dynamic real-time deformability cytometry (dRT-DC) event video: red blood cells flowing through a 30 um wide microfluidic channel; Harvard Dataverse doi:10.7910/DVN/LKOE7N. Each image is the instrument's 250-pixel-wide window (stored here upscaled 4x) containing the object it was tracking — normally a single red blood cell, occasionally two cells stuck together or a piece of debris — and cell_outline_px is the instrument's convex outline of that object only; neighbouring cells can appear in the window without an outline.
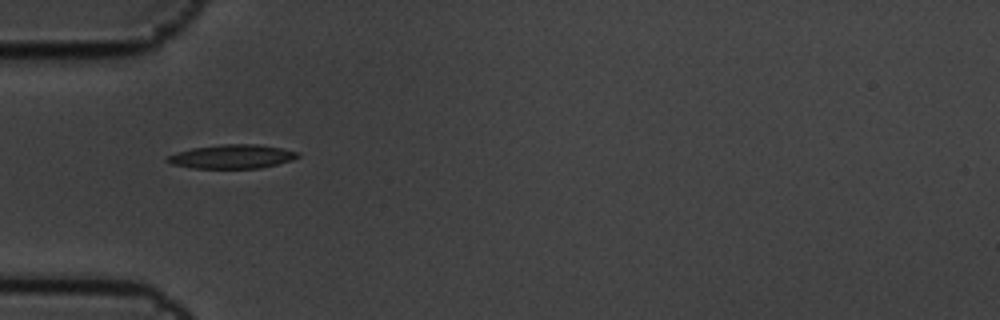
{"species": "common noctule bat (a hibernating species)", "species_latin": "Nyctalus noctula", "temperature_condition": "cold", "stored_images_in_passage": 2, "camera_frame_rate_fps": 3000, "um_per_image_px": 0.085, "animal": {"sex": "male", "body_mass_g": 19.5, "forearm_length_mm": 54.6}, "frame": {"image": 1, "passage_image": 1, "time_ms": 0.0, "image_size_px": [1000, 320], "cell_outline_px": [[300, 156], [292, 160], [260, 168], [192, 168], [172, 164], [164, 160], [168, 156], [176, 152], [192, 148], [224, 144], [256, 144], [280, 148], [296, 152]], "centroid_in_image_um": [19.68, 13.31], "position_along_channel_um": 65.3, "area_um2": 17.98}}
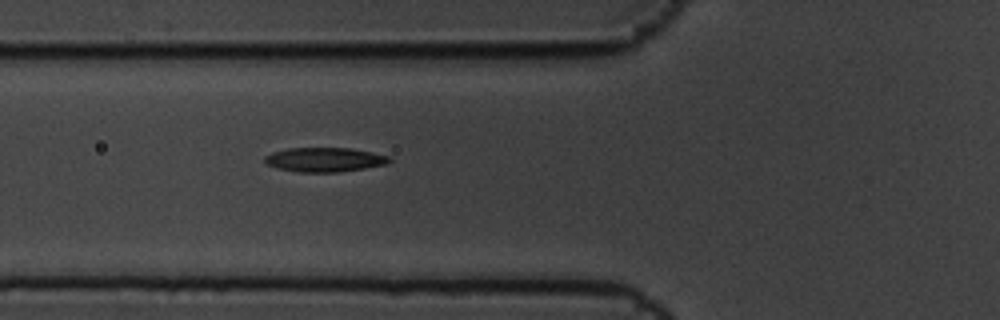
{"frame": {"image": 2, "passage_image": 2, "time_ms": 0.333, "image_size_px": [1000, 320], "cell_outline_px": [[392, 160], [384, 164], [364, 168], [336, 172], [300, 172], [276, 168], [268, 164], [264, 160], [264, 156], [272, 152], [288, 148], [352, 148], [392, 156]], "centroid_in_image_um": [27.59, 13.56], "position_along_channel_um": 98.2, "area_um2": 17.63}}